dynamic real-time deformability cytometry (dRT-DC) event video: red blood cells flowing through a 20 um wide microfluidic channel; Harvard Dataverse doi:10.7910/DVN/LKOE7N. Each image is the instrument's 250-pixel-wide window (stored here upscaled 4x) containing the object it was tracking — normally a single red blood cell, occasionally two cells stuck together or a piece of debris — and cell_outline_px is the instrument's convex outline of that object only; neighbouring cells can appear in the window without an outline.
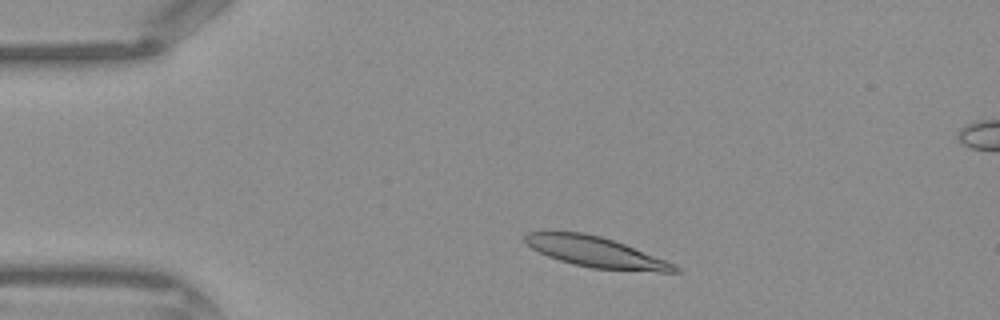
{"species": "Egyptian fruit bat (a non-hibernating species)", "species_latin": "Rousettus aegyptiacus", "temperature_condition": "warm", "stored_images_in_passage": 40, "segment_of_instrument_passage": [1, 2], "camera_frame_rate_fps": 3000, "um_per_image_px": 0.085, "frame": {"image": 1, "passage_image": 4, "time_ms": 1.0, "image_size_px": [1000, 320], "cell_outline_px": [[680, 272], [660, 272], [592, 268], [572, 264], [548, 256], [532, 248], [524, 240], [524, 236], [528, 232], [584, 232], [600, 236], [624, 244], [676, 264], [680, 268]], "centroid_in_image_um": [50.67, 21.43], "position_along_channel_um": 34.3, "area_um2": 26.3}}
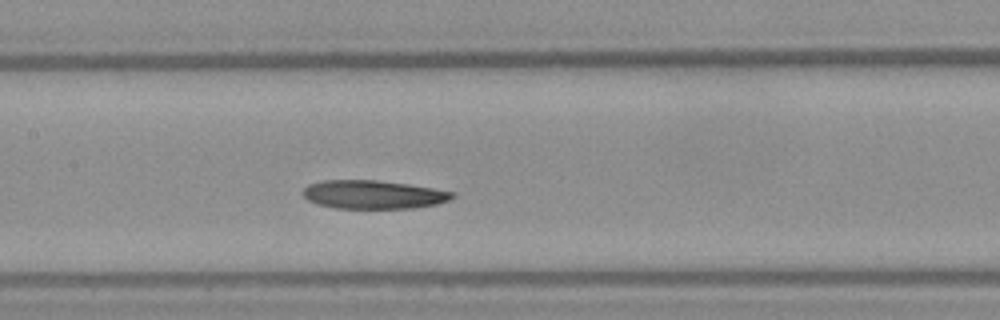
{"frame": {"image": 2, "passage_image": 16, "time_ms": 5.0, "image_size_px": [1000, 320], "cell_outline_px": [[456, 196], [448, 200], [436, 204], [412, 208], [336, 208], [316, 204], [308, 200], [304, 196], [304, 188], [308, 184], [324, 180], [376, 180], [408, 184], [456, 192]], "centroid_in_image_um": [31.74, 16.53], "position_along_channel_um": 175.7, "area_um2": 24.74}}
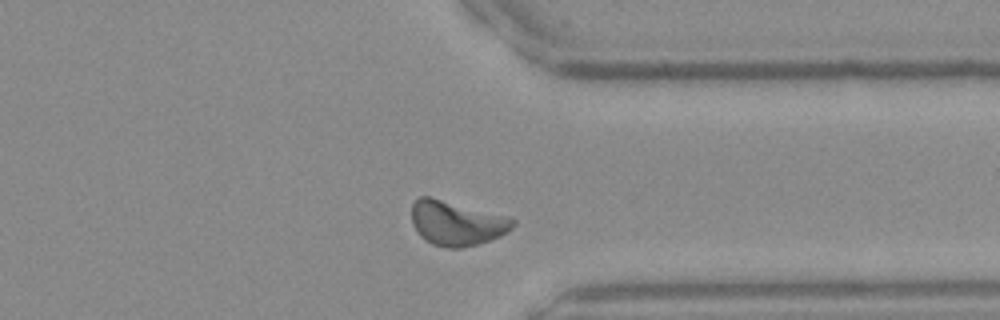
{"frame": {"image": 3, "passage_image": 29, "time_ms": 9.333, "image_size_px": [1000, 320], "cell_outline_px": [[516, 224], [508, 232], [500, 236], [476, 244], [460, 248], [448, 248], [432, 244], [424, 240], [416, 232], [412, 224], [412, 204], [420, 196], [428, 196], [516, 220]], "centroid_in_image_um": [38.75, 18.99], "position_along_channel_um": 372.6, "area_um2": 25.78}}